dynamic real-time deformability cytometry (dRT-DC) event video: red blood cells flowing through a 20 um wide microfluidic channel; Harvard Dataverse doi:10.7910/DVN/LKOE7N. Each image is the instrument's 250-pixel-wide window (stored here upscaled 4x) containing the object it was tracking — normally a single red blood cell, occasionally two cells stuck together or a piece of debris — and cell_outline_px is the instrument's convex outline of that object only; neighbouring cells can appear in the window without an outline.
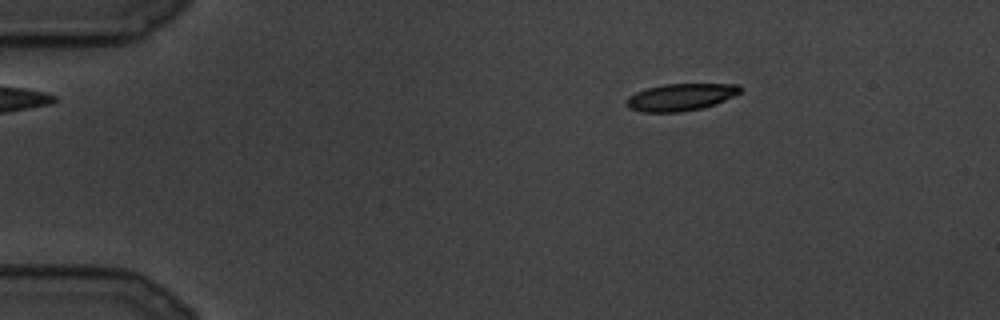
{"species": "common noctule bat (a hibernating species)", "species_latin": "Nyctalus noctula", "temperature_condition": "cold", "stored_images_in_passage": 8, "camera_frame_rate_fps": 3000, "um_per_image_px": 0.085, "animal": {"sex": "male", "body_mass_g": 19.5, "forearm_length_mm": 54.6}, "frame": {"image": 1, "passage_image": 3, "time_ms": 0.667, "image_size_px": [1000, 320], "cell_outline_px": [[740, 92], [716, 104], [704, 108], [684, 112], [644, 112], [628, 108], [624, 100], [628, 96], [636, 92], [648, 88], [664, 84], [740, 84]], "centroid_in_image_um": [57.82, 8.26], "position_along_channel_um": 27.2, "area_um2": 18.03}}
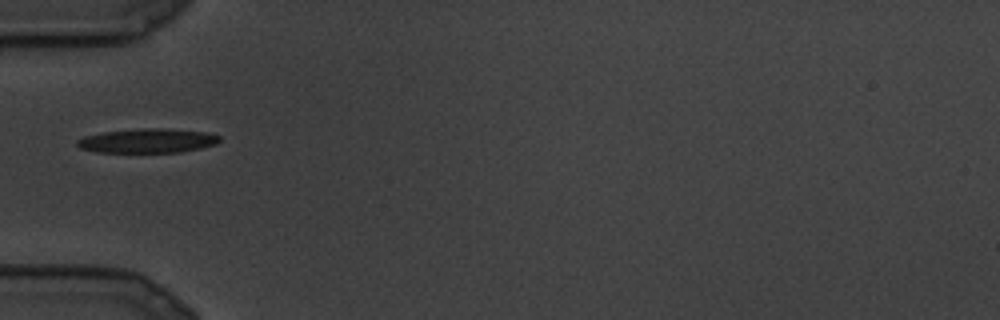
{"frame": {"image": 2, "passage_image": 7, "time_ms": 2.0, "image_size_px": [1000, 320], "cell_outline_px": [[220, 140], [216, 144], [200, 148], [180, 152], [96, 152], [80, 148], [76, 144], [76, 140], [84, 136], [104, 132], [144, 128], [168, 128], [208, 132], [220, 136]], "centroid_in_image_um": [12.56, 11.96], "position_along_channel_um": 72.4, "area_um2": 20.17}}